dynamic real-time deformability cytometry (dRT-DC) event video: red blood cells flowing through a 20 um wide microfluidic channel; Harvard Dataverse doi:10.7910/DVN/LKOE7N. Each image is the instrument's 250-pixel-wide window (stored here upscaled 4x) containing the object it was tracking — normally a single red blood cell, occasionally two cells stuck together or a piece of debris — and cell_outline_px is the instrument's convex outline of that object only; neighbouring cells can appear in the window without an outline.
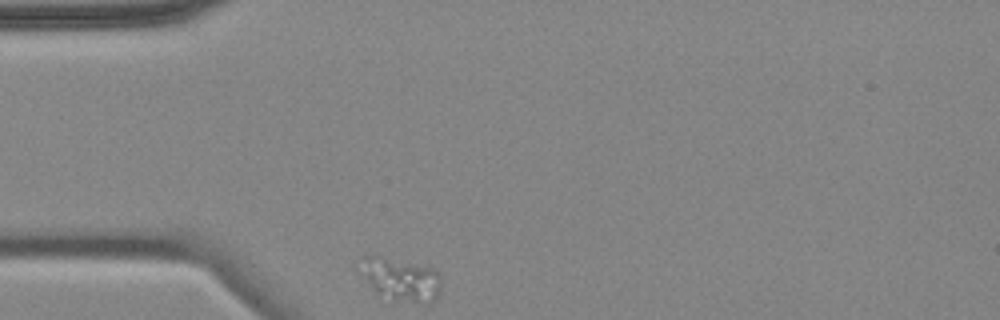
{"species": "common noctule bat (a hibernating species)", "species_latin": "Nyctalus noctula", "temperature_condition": "cold", "stored_images_in_passage": 4, "camera_frame_rate_fps": 3000, "um_per_image_px": 0.085, "animal": {"sex": "female", "body_mass_g": 18.4}, "frame": {"image": 1, "passage_image": 1, "time_ms": 0.0, "image_size_px": [1000, 320], "cell_outline_px": [[440, 292], [436, 300], [432, 304], [424, 304], [392, 300], [376, 292], [364, 276], [360, 256], [384, 256], [432, 268], [440, 276]], "centroid_in_image_um": [34.14, 23.77], "position_along_channel_um": 50.9, "area_um2": 20.23}}